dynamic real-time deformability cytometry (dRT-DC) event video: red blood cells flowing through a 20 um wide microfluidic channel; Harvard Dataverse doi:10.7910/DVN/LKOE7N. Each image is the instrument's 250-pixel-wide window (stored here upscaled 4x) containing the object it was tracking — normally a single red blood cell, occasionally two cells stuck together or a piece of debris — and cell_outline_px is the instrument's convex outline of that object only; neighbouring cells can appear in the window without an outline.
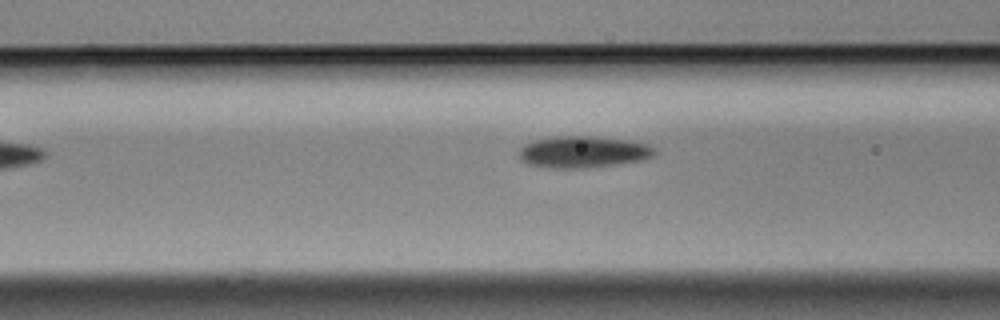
{"species": "Egyptian fruit bat (a non-hibernating species)", "species_latin": "Rousettus aegyptiacus", "temperature_condition": "cold", "stored_images_in_passage": 6, "segment_of_instrument_passage": [2, 2], "camera_frame_rate_fps": 3000, "um_per_image_px": 0.085, "animal": {"sex": "male"}, "frame": {"image": 1, "passage_image": 6, "time_ms": 1.667, "image_size_px": [1000, 320], "cell_outline_px": [[656, 152], [652, 156], [644, 160], [616, 164], [584, 168], [548, 168], [528, 164], [520, 160], [520, 148], [524, 144], [536, 140], [552, 136], [592, 136], [628, 140], [648, 144], [656, 148]], "centroid_in_image_um": [49.57, 12.91], "position_along_channel_um": 117.0, "area_um2": 25.14}}